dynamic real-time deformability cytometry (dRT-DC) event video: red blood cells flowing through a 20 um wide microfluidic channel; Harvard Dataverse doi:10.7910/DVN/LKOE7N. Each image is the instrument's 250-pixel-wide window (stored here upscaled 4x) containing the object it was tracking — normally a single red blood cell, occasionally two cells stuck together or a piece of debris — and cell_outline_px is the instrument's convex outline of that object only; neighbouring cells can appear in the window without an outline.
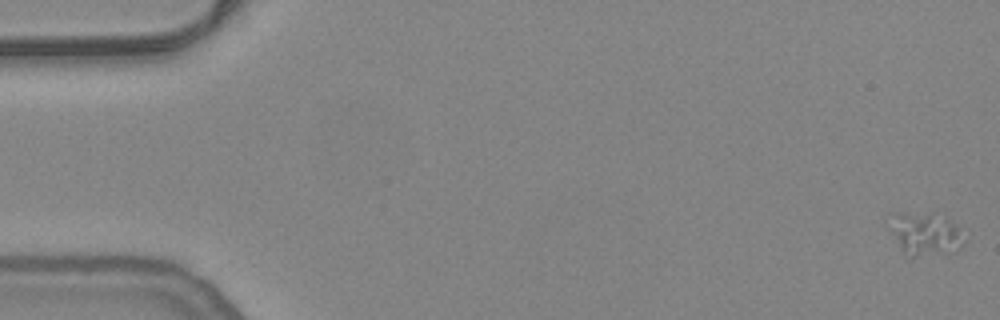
{"species": "common noctule bat (a hibernating species)", "species_latin": "Nyctalus noctula", "temperature_condition": "warm", "stored_images_in_passage": 40, "camera_frame_rate_fps": 3000, "um_per_image_px": 0.085, "animal": {"sex": "female", "body_mass_g": 24.6, "forearm_length_mm": 56.2}, "frame": {"image": 1, "passage_image": 1, "time_ms": 0.0, "image_size_px": [1000, 320], "cell_outline_px": [[964, 244], [960, 248], [948, 252], [916, 256], [904, 256], [888, 228], [896, 212], [932, 212], [948, 220], [956, 228], [964, 240]], "centroid_in_image_um": [78.57, 19.87], "position_along_channel_um": 6.4, "area_um2": 18.38}}
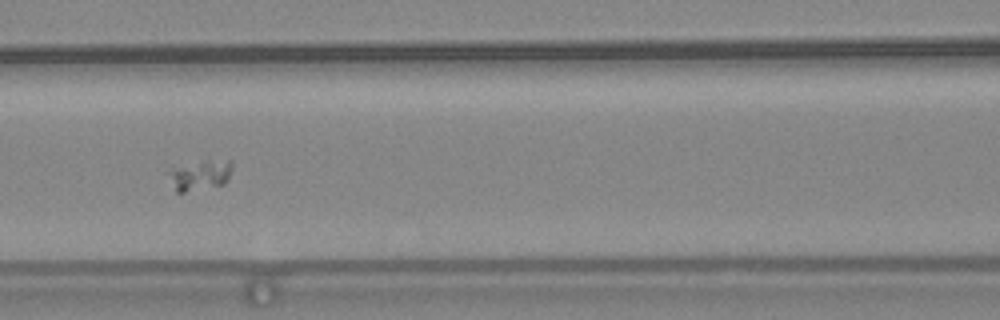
{"frame": {"image": 2, "passage_image": 25, "time_ms": 8.0, "image_size_px": [1000, 320], "cell_outline_px": [[232, 168], [224, 184], [184, 192], [176, 192], [168, 172], [176, 168], [208, 160], [232, 160]], "centroid_in_image_um": [17.05, 14.89], "position_along_channel_um": 149.5, "area_um2": 10.64}}
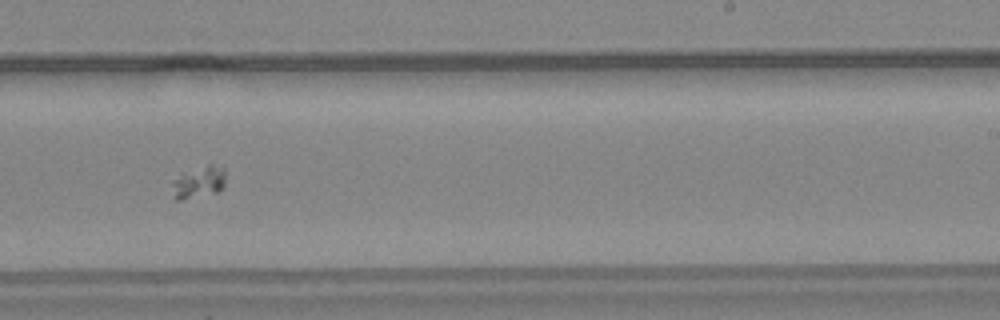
{"frame": {"image": 3, "passage_image": 35, "time_ms": 11.333, "image_size_px": [1000, 320], "cell_outline_px": [[224, 188], [220, 192], [180, 200], [176, 200], [172, 196], [172, 180], [180, 172], [212, 160], [224, 168]], "centroid_in_image_um": [16.89, 15.41], "position_along_channel_um": 272.1, "area_um2": 10.87}}